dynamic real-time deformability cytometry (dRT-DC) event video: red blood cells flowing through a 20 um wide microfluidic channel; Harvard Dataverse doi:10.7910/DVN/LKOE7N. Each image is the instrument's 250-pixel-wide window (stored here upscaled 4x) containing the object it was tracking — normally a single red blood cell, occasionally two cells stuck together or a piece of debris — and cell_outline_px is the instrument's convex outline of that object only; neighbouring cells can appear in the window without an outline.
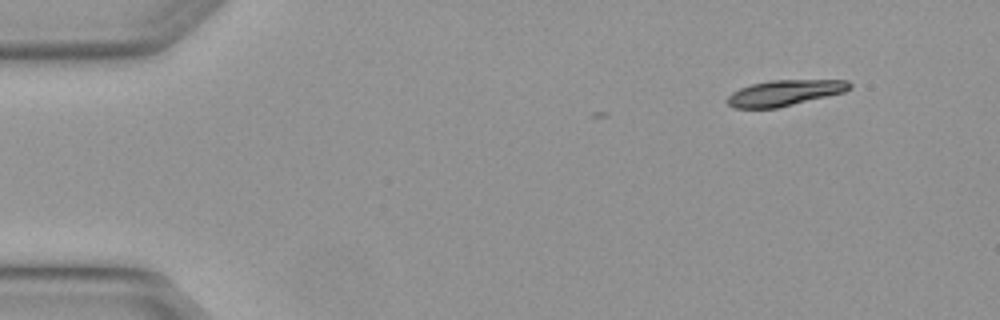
{"species": "Egyptian fruit bat (a non-hibernating species)", "species_latin": "Rousettus aegyptiacus", "temperature_condition": "warm", "stored_images_in_passage": 5, "segment_of_instrument_passage": [1, 2], "camera_frame_rate_fps": 3000, "um_per_image_px": 0.085, "animal": {"sex": "female"}, "frame": {"image": 1, "passage_image": 1, "time_ms": 0.0, "image_size_px": [1000, 320], "cell_outline_px": [[852, 88], [844, 92], [776, 108], [736, 108], [728, 104], [724, 100], [732, 92], [740, 88], [752, 84], [772, 80], [848, 80], [852, 84]], "centroid_in_image_um": [66.69, 7.89], "position_along_channel_um": 18.3, "area_um2": 18.26}}